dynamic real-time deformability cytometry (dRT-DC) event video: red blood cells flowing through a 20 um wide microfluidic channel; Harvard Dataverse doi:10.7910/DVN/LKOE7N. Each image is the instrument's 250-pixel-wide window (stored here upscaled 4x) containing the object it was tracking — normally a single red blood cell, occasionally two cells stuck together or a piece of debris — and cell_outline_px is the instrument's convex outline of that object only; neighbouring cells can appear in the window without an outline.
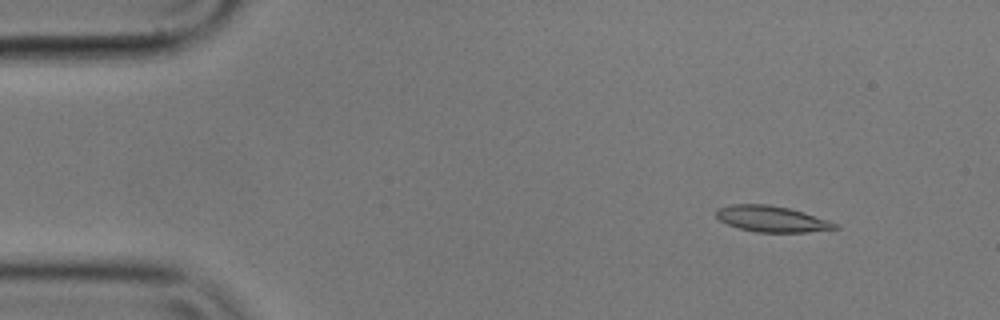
{"species": "common noctule bat (a hibernating species)", "species_latin": "Nyctalus noctula", "temperature_condition": "cold", "stored_images_in_passage": 6, "segment_of_instrument_passage": [1, 2], "camera_frame_rate_fps": 3000, "um_per_image_px": 0.085, "animal": {"sex": "male", "body_mass_g": 17.9}, "frame": {"image": 1, "passage_image": 2, "time_ms": 0.333, "image_size_px": [1000, 320], "cell_outline_px": [[840, 228], [808, 232], [756, 232], [740, 228], [728, 224], [720, 220], [716, 216], [716, 208], [732, 204], [768, 204], [788, 208], [804, 212], [840, 224]], "centroid_in_image_um": [65.62, 18.6], "position_along_channel_um": 19.4, "area_um2": 18.03}}